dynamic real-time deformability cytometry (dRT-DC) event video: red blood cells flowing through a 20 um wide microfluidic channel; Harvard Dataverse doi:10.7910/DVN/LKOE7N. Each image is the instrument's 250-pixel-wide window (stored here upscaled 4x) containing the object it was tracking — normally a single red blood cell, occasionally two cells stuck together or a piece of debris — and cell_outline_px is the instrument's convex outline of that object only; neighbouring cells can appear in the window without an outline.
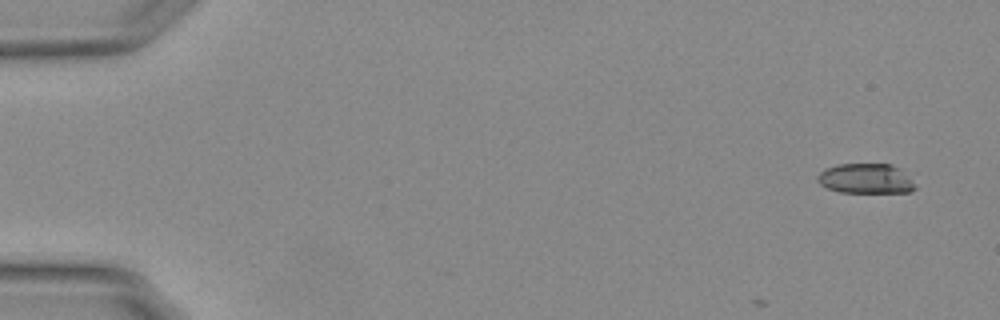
{"species": "Egyptian fruit bat (a non-hibernating species)", "species_latin": "Rousettus aegyptiacus", "temperature_condition": "warm", "stored_images_in_passage": 3, "camera_frame_rate_fps": 3000, "um_per_image_px": 0.085, "animal": {"sex": "female"}, "frame": {"image": 1, "passage_image": 1, "time_ms": 0.0, "image_size_px": [1000, 320], "cell_outline_px": [[916, 188], [908, 192], [840, 192], [828, 188], [820, 184], [816, 180], [816, 176], [824, 168], [836, 164], [892, 164], [900, 168], [912, 180]], "centroid_in_image_um": [73.56, 15.17], "position_along_channel_um": 11.4, "area_um2": 17.11}}